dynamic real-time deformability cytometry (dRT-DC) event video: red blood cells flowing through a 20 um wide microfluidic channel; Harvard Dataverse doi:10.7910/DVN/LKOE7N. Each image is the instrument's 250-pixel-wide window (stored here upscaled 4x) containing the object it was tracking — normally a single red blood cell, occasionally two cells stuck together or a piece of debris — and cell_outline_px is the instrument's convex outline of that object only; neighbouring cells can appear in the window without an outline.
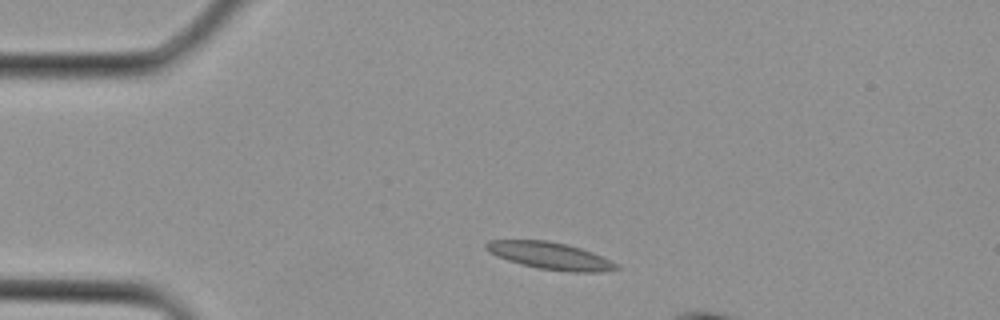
{"species": "Egyptian fruit bat (a non-hibernating species)", "species_latin": "Rousettus aegyptiacus", "temperature_condition": "cold", "stored_images_in_passage": 4, "camera_frame_rate_fps": 3000, "um_per_image_px": 0.085, "animal": {"sex": "female"}, "frame": {"image": 1, "passage_image": 4, "time_ms": 1.0, "image_size_px": [1000, 320], "cell_outline_px": [[620, 268], [604, 272], [572, 272], [540, 268], [520, 264], [496, 256], [488, 252], [484, 248], [484, 244], [488, 240], [548, 240], [580, 248], [592, 252], [616, 264]], "centroid_in_image_um": [46.7, 21.73], "position_along_channel_um": 38.3, "area_um2": 20.4}}